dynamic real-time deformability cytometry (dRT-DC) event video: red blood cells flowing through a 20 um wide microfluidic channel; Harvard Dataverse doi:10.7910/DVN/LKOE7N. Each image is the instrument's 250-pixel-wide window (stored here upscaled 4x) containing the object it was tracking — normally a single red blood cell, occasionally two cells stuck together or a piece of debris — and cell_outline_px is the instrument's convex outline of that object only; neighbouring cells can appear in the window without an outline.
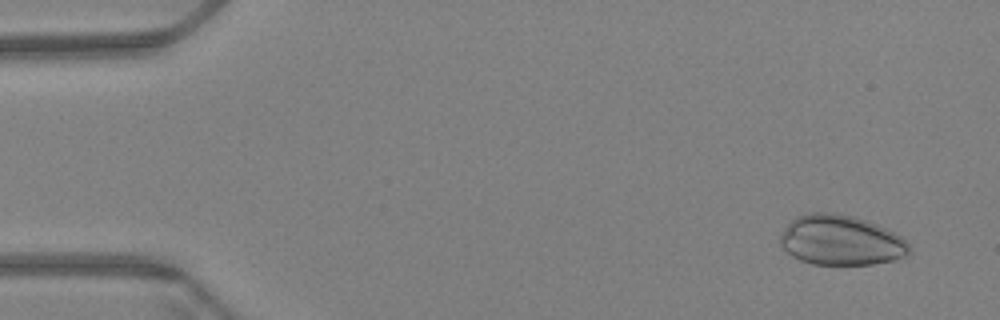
{"species": "Egyptian fruit bat (a non-hibernating species)", "species_latin": "Rousettus aegyptiacus", "temperature_condition": "warm", "stored_images_in_passage": 56, "camera_frame_rate_fps": 3000, "um_per_image_px": 0.085, "animal": {"sex": "female"}, "frame": {"image": 1, "passage_image": 4, "time_ms": 1.0, "image_size_px": [1000, 320], "cell_outline_px": [[912, 248], [904, 256], [896, 260], [872, 264], [812, 264], [800, 260], [792, 256], [780, 244], [780, 236], [784, 228], [792, 220], [808, 212], [836, 212], [868, 220], [900, 236]], "centroid_in_image_um": [71.47, 20.42], "position_along_channel_um": 13.5, "area_um2": 37.51}}
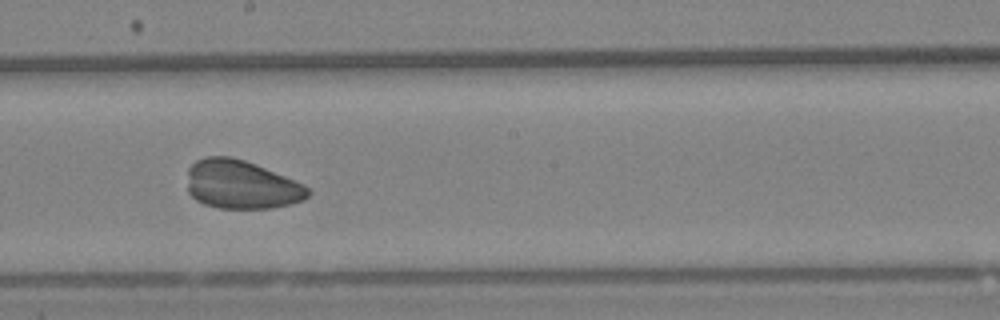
{"frame": {"image": 2, "passage_image": 34, "time_ms": 11.0, "image_size_px": [1000, 320], "cell_outline_px": [[312, 192], [304, 200], [292, 204], [272, 208], [220, 208], [204, 204], [196, 200], [188, 192], [188, 168], [196, 160], [204, 156], [228, 156], [244, 160], [304, 184], [312, 188]], "centroid_in_image_um": [20.53, 15.7], "position_along_channel_um": 227.7, "area_um2": 34.33}}
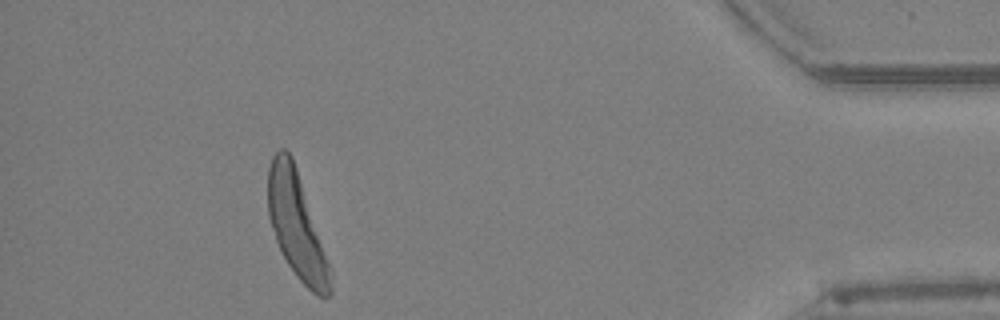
{"frame": {"image": 3, "passage_image": 55, "time_ms": 18.0, "image_size_px": [1000, 320], "cell_outline_px": [[332, 292], [328, 296], [316, 296], [300, 280], [288, 264], [276, 240], [268, 216], [268, 168], [272, 156], [280, 148], [284, 148], [292, 156], [332, 268]], "centroid_in_image_um": [25.23, 19.18], "position_along_channel_um": 410.0, "area_um2": 38.26}}